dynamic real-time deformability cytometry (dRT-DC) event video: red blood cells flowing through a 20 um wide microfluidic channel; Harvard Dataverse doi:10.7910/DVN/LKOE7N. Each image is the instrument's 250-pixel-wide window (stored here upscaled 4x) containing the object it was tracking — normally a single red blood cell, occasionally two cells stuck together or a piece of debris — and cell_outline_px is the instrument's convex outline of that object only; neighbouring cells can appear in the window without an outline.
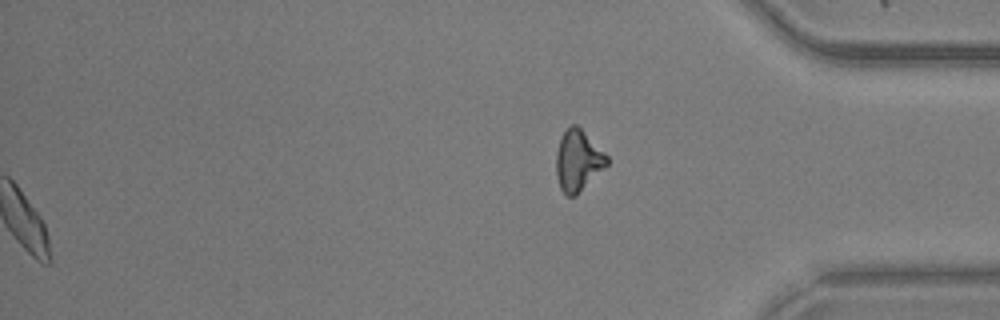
{"species": "common noctule bat (a hibernating species)", "species_latin": "Nyctalus noctula", "temperature_condition": "warm", "stored_images_in_passage": 48, "segment_of_instrument_passage": [2, 2], "camera_frame_rate_fps": 3000, "um_per_image_px": 0.085, "animal": {"sex": "male", "body_mass_g": 20.5, "forearm_length_mm": 52.5}, "frame": {"image": 1, "passage_image": 48, "time_ms": 15.667, "image_size_px": [1000, 320], "cell_outline_px": [[608, 164], [576, 196], [568, 196], [560, 188], [556, 176], [556, 152], [560, 136], [572, 124], [576, 124], [608, 156]], "centroid_in_image_um": [49.11, 13.66], "position_along_channel_um": 386.1, "area_um2": 17.92}}